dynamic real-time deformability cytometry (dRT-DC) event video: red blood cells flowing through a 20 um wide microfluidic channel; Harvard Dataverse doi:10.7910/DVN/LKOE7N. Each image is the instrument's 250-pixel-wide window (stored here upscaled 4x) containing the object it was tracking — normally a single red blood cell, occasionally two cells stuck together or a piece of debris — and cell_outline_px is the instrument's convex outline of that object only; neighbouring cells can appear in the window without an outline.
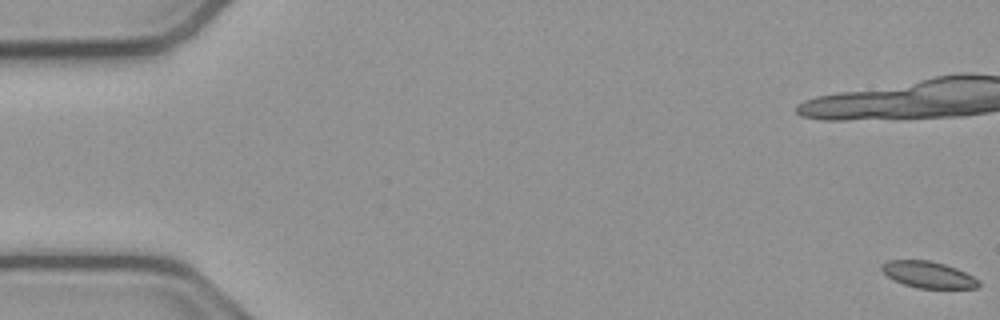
{"species": "common noctule bat (a hibernating species)", "species_latin": "Nyctalus noctula", "temperature_condition": "cold", "stored_images_in_passage": 55, "camera_frame_rate_fps": 3000, "um_per_image_px": 0.085, "animal": {"sex": "male", "body_mass_g": 23.1, "forearm_length_mm": 52.7}, "frame": {"image": 1, "passage_image": 1, "time_ms": 0.0, "image_size_px": [1000, 320], "cell_outline_px": [[980, 288], [916, 288], [892, 280], [880, 268], [880, 264], [888, 260], [928, 260], [944, 264], [956, 268], [980, 280]], "centroid_in_image_um": [78.89, 23.35], "position_along_channel_um": 6.1, "area_um2": 15.03}, "authors_computed_cell_mechanics": {"area_um2": 15.895, "velocity_mm_per_s": 3.7898, "shape_relaxation_time_tau1_ms": null, "shape_relaxation_time_tau2_ms": 7.0986, "deformation_change_tau1": null, "deformation_change_tau2": 0.097}}